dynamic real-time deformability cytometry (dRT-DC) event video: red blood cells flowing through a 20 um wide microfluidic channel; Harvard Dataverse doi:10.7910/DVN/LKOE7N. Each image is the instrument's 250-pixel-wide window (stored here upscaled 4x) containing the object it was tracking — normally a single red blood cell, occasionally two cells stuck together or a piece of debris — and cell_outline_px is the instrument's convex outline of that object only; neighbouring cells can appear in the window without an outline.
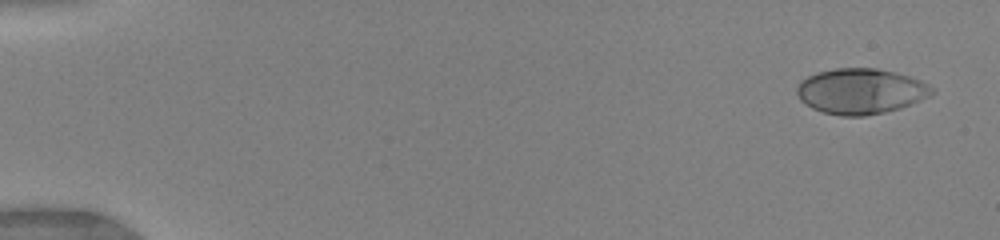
{"species": "human", "species_latin": "Homo sapiens", "temperature_condition": "warm", "stored_images_in_passage": 20, "camera_frame_rate_fps": 3000, "um_per_image_px": 0.085, "donor": {"sex": "female"}, "frame": {"image": 1, "passage_image": 4, "time_ms": 0.667, "image_size_px": [1000, 240], "cell_outline_px": [[936, 92], [920, 100], [900, 108], [884, 112], [864, 116], [840, 116], [824, 112], [812, 108], [800, 100], [796, 92], [796, 88], [800, 80], [816, 72], [836, 68], [876, 68], [896, 72], [920, 80], [928, 84]], "centroid_in_image_um": [73.13, 7.75], "position_along_channel_um": 11.9, "area_um2": 35.84}}